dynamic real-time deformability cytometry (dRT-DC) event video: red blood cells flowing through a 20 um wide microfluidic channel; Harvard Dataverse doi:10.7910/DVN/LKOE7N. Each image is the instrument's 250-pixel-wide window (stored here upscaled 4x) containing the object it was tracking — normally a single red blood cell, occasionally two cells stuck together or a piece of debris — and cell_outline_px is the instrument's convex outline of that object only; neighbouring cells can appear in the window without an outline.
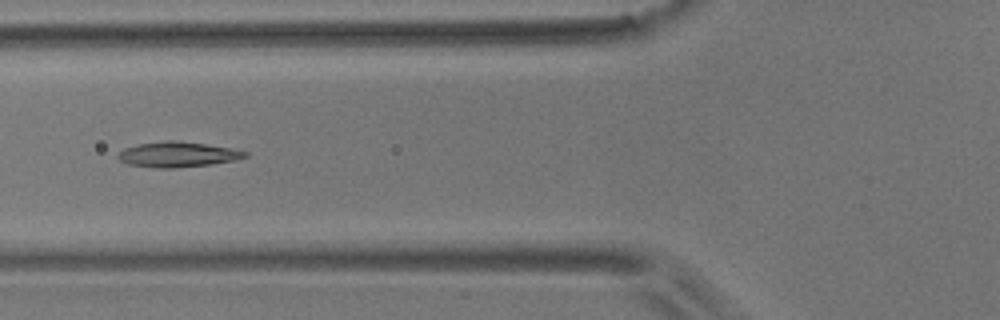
{"species": "common noctule bat (a hibernating species)", "species_latin": "Nyctalus noctula", "temperature_condition": "room temperature", "stored_images_in_passage": 8, "camera_frame_rate_fps": 3000, "um_per_image_px": 0.085, "animal": {"sex": "male", "body_mass_g": 17.9}, "frame": {"image": 1, "passage_image": 6, "time_ms": 7.0, "image_size_px": [1000, 320], "cell_outline_px": [[248, 156], [236, 160], [212, 164], [176, 168], [152, 168], [128, 164], [120, 160], [116, 156], [124, 148], [140, 144], [164, 140], [176, 140], [232, 148], [248, 152]], "centroid_in_image_um": [15.11, 13.13], "position_along_channel_um": 110.7, "area_um2": 18.79}}
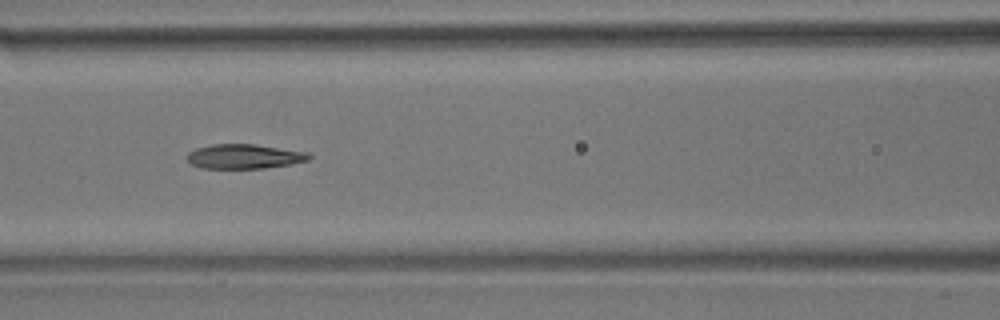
{"frame": {"image": 2, "passage_image": 7, "time_ms": 8.0, "image_size_px": [1000, 320], "cell_outline_px": [[312, 156], [308, 160], [292, 164], [264, 168], [200, 168], [192, 164], [188, 160], [188, 152], [196, 148], [212, 144], [252, 144], [308, 152]], "centroid_in_image_um": [20.77, 13.3], "position_along_channel_um": 145.8, "area_um2": 17.34}}
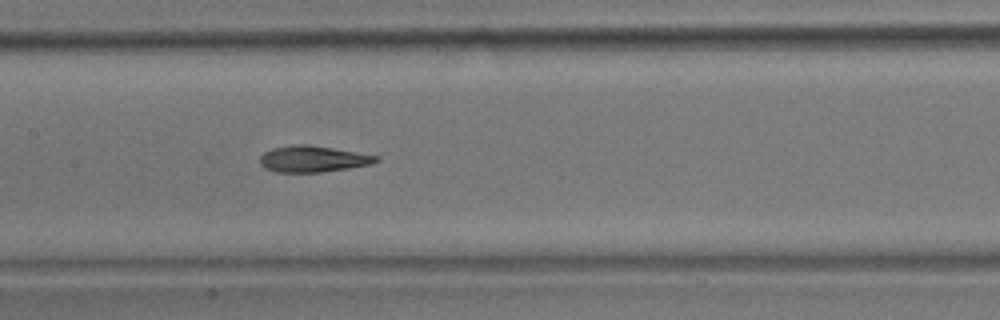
{"frame": {"image": 3, "passage_image": 8, "time_ms": 9.0, "image_size_px": [1000, 320], "cell_outline_px": [[380, 160], [372, 164], [348, 168], [320, 172], [276, 172], [264, 168], [260, 164], [260, 156], [264, 152], [272, 148], [296, 144], [308, 144], [380, 156]], "centroid_in_image_um": [26.59, 13.51], "position_along_channel_um": 180.8, "area_um2": 17.8}}